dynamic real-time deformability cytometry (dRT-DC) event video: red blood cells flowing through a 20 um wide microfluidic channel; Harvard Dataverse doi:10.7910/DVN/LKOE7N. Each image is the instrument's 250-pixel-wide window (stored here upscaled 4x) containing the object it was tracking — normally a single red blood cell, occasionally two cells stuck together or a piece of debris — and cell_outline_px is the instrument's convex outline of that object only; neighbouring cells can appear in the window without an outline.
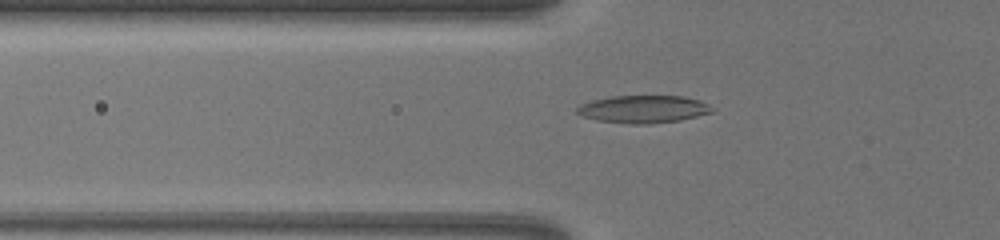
{"species": "common noctule bat (a hibernating species)", "species_latin": "Nyctalus noctula", "temperature_condition": "warm", "stored_images_in_passage": 69, "segment_of_instrument_passage": [1, 2], "camera_frame_rate_fps": 3000, "um_per_image_px": 0.085, "animal": {"sex": "female", "body_mass_g": 19.5, "forearm_length_mm": 54.1}, "frame": {"image": 1, "passage_image": 26, "time_ms": 8.333, "image_size_px": [1000, 240], "cell_outline_px": [[716, 108], [712, 112], [680, 120], [648, 124], [628, 124], [596, 120], [580, 116], [576, 112], [576, 108], [580, 104], [592, 100], [612, 96], [684, 96], [700, 100]], "centroid_in_image_um": [54.67, 9.28], "position_along_channel_um": 71.1, "area_um2": 21.91}}
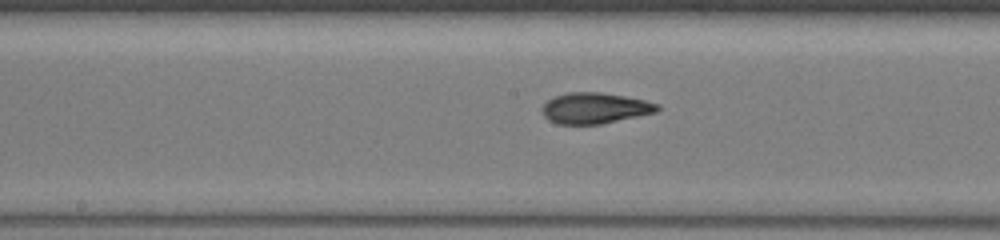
{"frame": {"image": 2, "passage_image": 38, "time_ms": 12.333, "image_size_px": [1000, 240], "cell_outline_px": [[660, 108], [656, 112], [600, 124], [556, 124], [548, 120], [544, 116], [540, 108], [548, 100], [556, 96], [568, 92], [600, 92], [624, 96], [644, 100], [660, 104]], "centroid_in_image_um": [50.54, 9.19], "position_along_channel_um": 197.7, "area_um2": 20.69}}
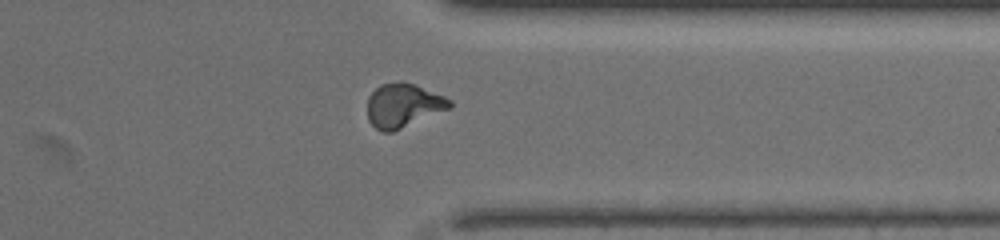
{"frame": {"image": 3, "passage_image": 55, "time_ms": 18.0, "image_size_px": [1000, 240], "cell_outline_px": [[452, 108], [392, 132], [380, 132], [368, 120], [368, 96], [380, 84], [400, 80], [416, 84], [444, 96], [452, 100]], "centroid_in_image_um": [34.29, 8.95], "position_along_channel_um": 377.1, "area_um2": 21.39}}